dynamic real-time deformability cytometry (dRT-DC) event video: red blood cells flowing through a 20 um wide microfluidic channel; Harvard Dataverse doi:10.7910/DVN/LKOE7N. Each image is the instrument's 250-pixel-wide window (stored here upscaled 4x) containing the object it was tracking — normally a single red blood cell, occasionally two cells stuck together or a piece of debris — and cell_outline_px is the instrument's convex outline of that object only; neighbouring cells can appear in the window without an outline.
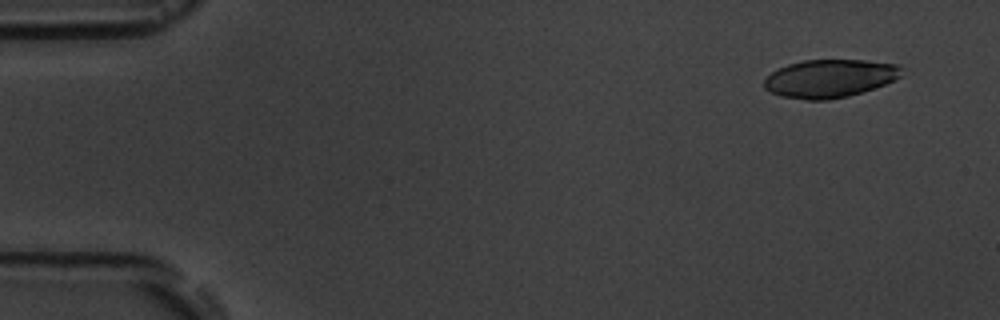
{"species": "common noctule bat (a hibernating species)", "species_latin": "Nyctalus noctula", "temperature_condition": "room temperature", "stored_images_in_passage": 5, "camera_frame_rate_fps": 3000, "um_per_image_px": 0.085, "animal": {"sex": "male", "body_mass_g": 19.5, "forearm_length_mm": 54.6}, "frame": {"image": 1, "passage_image": 1, "time_ms": 0.0, "image_size_px": [1000, 320], "cell_outline_px": [[904, 68], [900, 76], [896, 80], [848, 96], [828, 100], [804, 100], [780, 96], [764, 88], [764, 80], [772, 72], [788, 64], [804, 60], [864, 60], [900, 64]], "centroid_in_image_um": [70.55, 6.66], "position_along_channel_um": 14.4, "area_um2": 30.52}}